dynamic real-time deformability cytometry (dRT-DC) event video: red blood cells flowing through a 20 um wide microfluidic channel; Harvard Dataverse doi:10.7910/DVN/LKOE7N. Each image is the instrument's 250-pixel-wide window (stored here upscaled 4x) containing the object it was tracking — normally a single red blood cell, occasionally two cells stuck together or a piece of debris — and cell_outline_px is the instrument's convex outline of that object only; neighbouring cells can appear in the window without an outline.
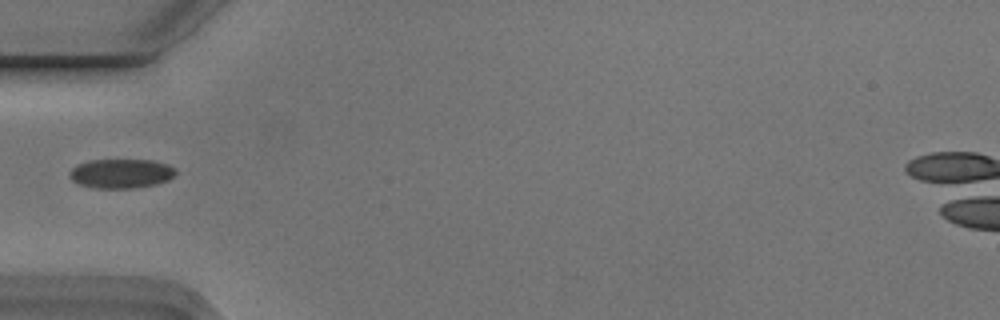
{"species": "Egyptian fruit bat (a non-hibernating species)", "species_latin": "Rousettus aegyptiacus", "temperature_condition": "cold", "stored_images_in_passage": 4, "camera_frame_rate_fps": 3000, "um_per_image_px": 0.085, "animal": {"sex": "male"}, "frame": {"image": 1, "passage_image": 3, "time_ms": 0.667, "image_size_px": [1000, 320], "cell_outline_px": [[176, 172], [168, 180], [156, 184], [136, 188], [92, 188], [80, 184], [72, 180], [68, 176], [68, 172], [72, 168], [88, 160], [152, 160], [168, 164], [176, 168]], "centroid_in_image_um": [10.29, 14.75], "position_along_channel_um": 74.7, "area_um2": 18.21}}